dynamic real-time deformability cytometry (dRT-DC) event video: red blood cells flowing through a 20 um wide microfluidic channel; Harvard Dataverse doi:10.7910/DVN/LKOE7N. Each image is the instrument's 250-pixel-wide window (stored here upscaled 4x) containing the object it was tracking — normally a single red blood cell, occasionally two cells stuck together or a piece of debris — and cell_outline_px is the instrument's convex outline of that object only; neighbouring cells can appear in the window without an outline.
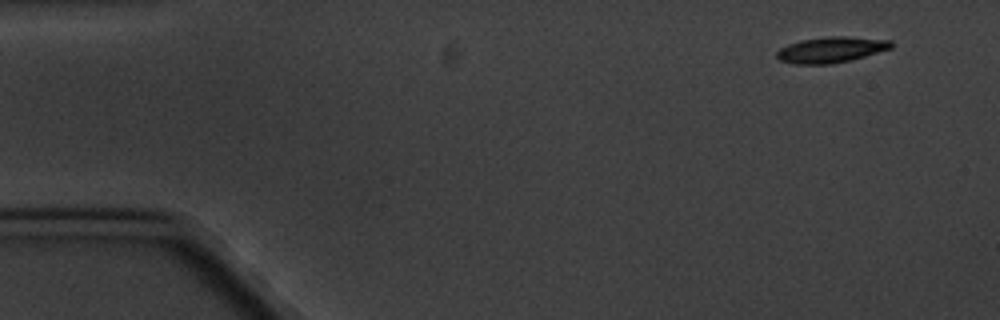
{"species": "common noctule bat (a hibernating species)", "species_latin": "Nyctalus noctula", "temperature_condition": "cold", "stored_images_in_passage": 4, "camera_frame_rate_fps": 3000, "um_per_image_px": 0.085, "animal": {"sex": "male", "body_mass_g": 20.1, "forearm_length_mm": 53.5}, "frame": {"image": 1, "passage_image": 1, "time_ms": 0.0, "image_size_px": [1000, 320], "cell_outline_px": [[892, 48], [864, 56], [832, 64], [796, 64], [780, 60], [776, 56], [776, 52], [780, 48], [788, 44], [800, 40], [828, 36], [848, 36], [892, 40]], "centroid_in_image_um": [70.63, 4.21], "position_along_channel_um": 14.4, "area_um2": 17.17}}
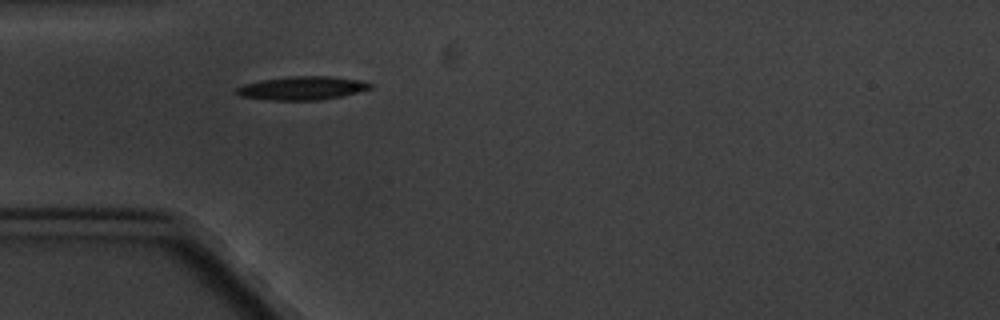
{"frame": {"image": 2, "passage_image": 4, "time_ms": 4.333, "image_size_px": [1000, 320], "cell_outline_px": [[372, 88], [340, 96], [316, 100], [268, 100], [240, 96], [232, 92], [236, 88], [244, 84], [260, 80], [288, 76], [332, 76], [364, 80], [372, 84]], "centroid_in_image_um": [25.64, 7.48], "position_along_channel_um": 59.4, "area_um2": 18.44}}